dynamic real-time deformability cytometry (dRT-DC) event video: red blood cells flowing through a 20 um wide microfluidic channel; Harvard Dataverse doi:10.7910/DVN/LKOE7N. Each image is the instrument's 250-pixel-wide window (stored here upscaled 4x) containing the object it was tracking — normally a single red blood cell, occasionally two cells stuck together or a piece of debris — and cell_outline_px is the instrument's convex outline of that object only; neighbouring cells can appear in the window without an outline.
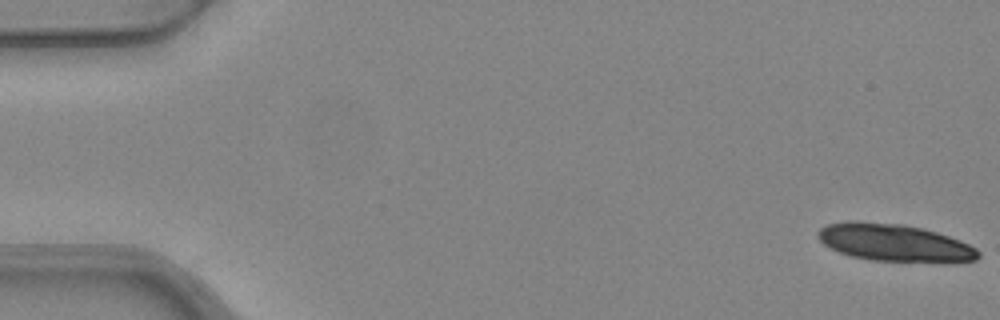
{"species": "common noctule bat (a hibernating species)", "species_latin": "Nyctalus noctula", "temperature_condition": "warm", "stored_images_in_passage": 3, "camera_frame_rate_fps": 3000, "um_per_image_px": 0.085, "animal": {"sex": "female", "body_mass_g": 24.6, "forearm_length_mm": 56.2}, "frame": {"image": 1, "passage_image": 1, "time_ms": 0.0, "image_size_px": [1000, 320], "cell_outline_px": [[980, 256], [976, 260], [944, 264], [872, 260], [852, 256], [840, 252], [824, 244], [816, 236], [816, 232], [820, 228], [828, 224], [848, 220], [856, 220], [904, 224], [936, 232], [960, 240], [976, 248], [980, 252]], "centroid_in_image_um": [76.06, 20.65], "position_along_channel_um": 8.9, "area_um2": 35.6}}